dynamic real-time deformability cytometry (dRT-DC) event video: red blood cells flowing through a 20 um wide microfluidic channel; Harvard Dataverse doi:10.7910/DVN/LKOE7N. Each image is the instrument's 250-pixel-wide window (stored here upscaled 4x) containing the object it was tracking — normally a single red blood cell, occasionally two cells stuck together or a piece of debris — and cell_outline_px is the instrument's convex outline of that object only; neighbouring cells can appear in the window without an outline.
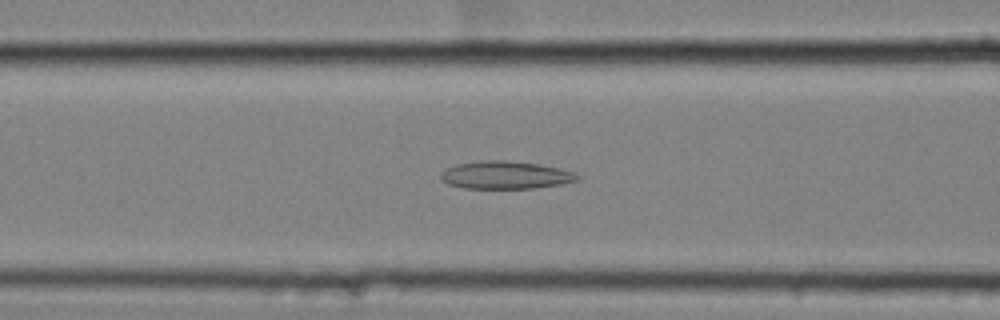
{"species": "common noctule bat (a hibernating species)", "species_latin": "Nyctalus noctula", "temperature_condition": "cold", "stored_images_in_passage": 58, "camera_frame_rate_fps": 3000, "um_per_image_px": 0.085, "animal": {"sex": "female", "body_mass_g": 25.1}, "frame": {"image": 1, "passage_image": 25, "time_ms": 8.0, "image_size_px": [1000, 320], "cell_outline_px": [[580, 180], [560, 184], [536, 188], [464, 188], [448, 184], [440, 176], [440, 172], [456, 164], [480, 160], [508, 160], [540, 164], [560, 168], [576, 172], [580, 176]], "centroid_in_image_um": [43.01, 14.87], "position_along_channel_um": 123.6, "area_um2": 22.25}}
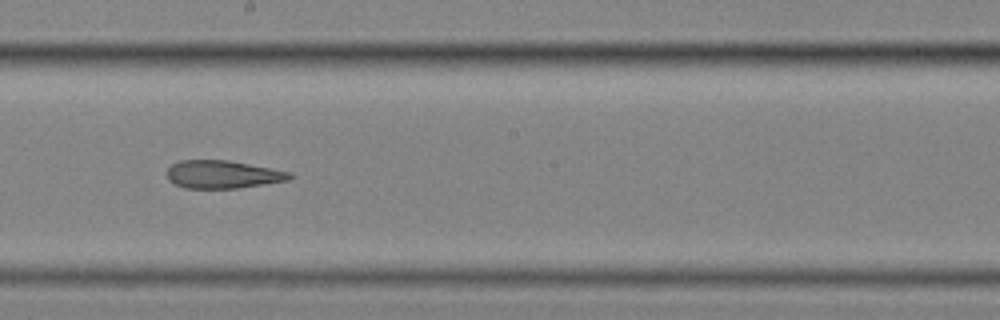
{"frame": {"image": 2, "passage_image": 34, "time_ms": 11.0, "image_size_px": [1000, 320], "cell_outline_px": [[292, 176], [288, 180], [240, 188], [184, 188], [168, 180], [168, 168], [172, 164], [180, 160], [228, 160], [292, 172]], "centroid_in_image_um": [18.93, 14.82], "position_along_channel_um": 229.3, "area_um2": 19.88}}
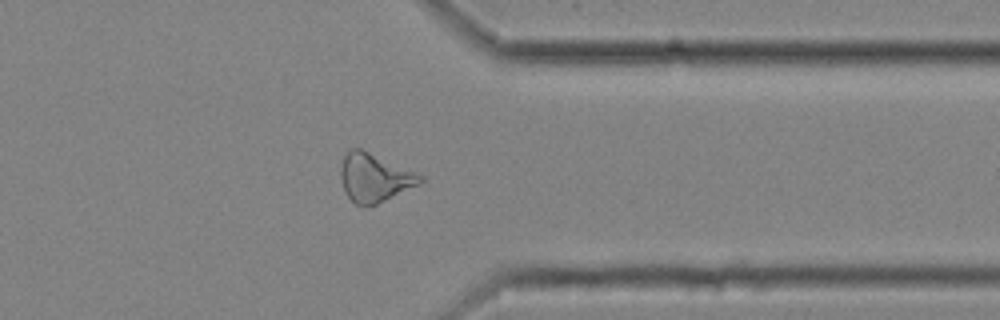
{"frame": {"image": 3, "passage_image": 47, "time_ms": 15.333, "image_size_px": [1000, 320], "cell_outline_px": [[424, 180], [420, 184], [368, 208], [364, 208], [356, 204], [348, 196], [344, 188], [340, 176], [340, 168], [344, 156], [352, 148], [360, 148], [424, 176]], "centroid_in_image_um": [31.83, 15.13], "position_along_channel_um": 379.6, "area_um2": 22.25}, "authors_computed_cell_mechanics": {"area_um2": 23.2645, "velocity_mm_per_s": 3.5282, "shape_relaxation_time_tau1_ms": null, "shape_relaxation_time_tau2_ms": 7.1674, "deformation_change_tau1": null, "deformation_change_tau2": 0.1935}}